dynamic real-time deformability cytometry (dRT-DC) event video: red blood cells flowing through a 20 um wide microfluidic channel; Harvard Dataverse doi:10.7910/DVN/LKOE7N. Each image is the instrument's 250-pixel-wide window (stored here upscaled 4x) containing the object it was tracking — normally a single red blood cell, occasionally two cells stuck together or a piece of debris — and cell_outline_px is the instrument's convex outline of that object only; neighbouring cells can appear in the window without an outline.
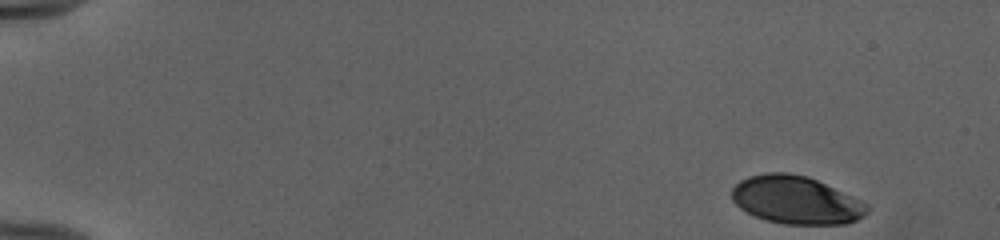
{"species": "human", "species_latin": "Homo sapiens", "temperature_condition": "cold", "stored_images_in_passage": 49, "camera_frame_rate_fps": 3000, "um_per_image_px": 0.085, "donor": {"sex": "female"}, "frame": {"image": 1, "passage_image": 1, "time_ms": 0.0, "image_size_px": [1000, 240], "cell_outline_px": [[868, 212], [864, 216], [848, 224], [784, 224], [764, 220], [740, 208], [732, 200], [732, 188], [740, 180], [748, 176], [768, 172], [788, 172], [808, 176], [860, 200], [868, 204]], "centroid_in_image_um": [67.65, 17.0], "position_along_channel_um": 17.3, "area_um2": 37.8}}
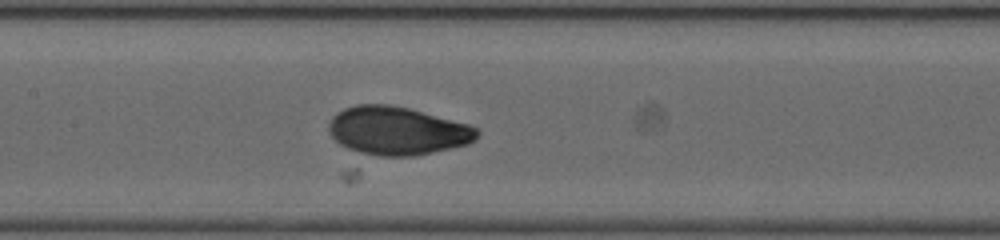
{"frame": {"image": 2, "passage_image": 24, "time_ms": 7.667, "image_size_px": [1000, 240], "cell_outline_px": [[480, 136], [476, 140], [468, 144], [452, 148], [416, 156], [364, 156], [340, 144], [328, 132], [328, 124], [332, 116], [336, 112], [344, 108], [356, 104], [388, 104], [408, 108], [468, 124], [480, 128]], "centroid_in_image_um": [33.77, 11.13], "position_along_channel_um": 173.6, "area_um2": 42.31}}
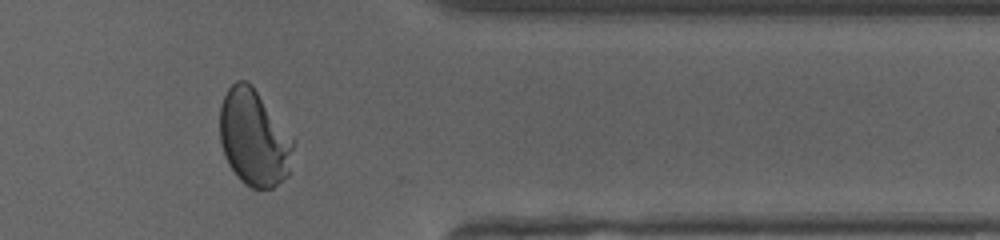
{"frame": {"image": 3, "passage_image": 41, "time_ms": 13.333, "image_size_px": [1000, 240], "cell_outline_px": [[296, 140], [288, 176], [272, 188], [252, 188], [244, 184], [236, 176], [228, 164], [224, 156], [220, 140], [220, 108], [224, 96], [228, 88], [236, 80], [244, 80], [252, 84]], "centroid_in_image_um": [21.61, 11.72], "position_along_channel_um": 389.8, "area_um2": 41.79}, "authors_computed_cell_mechanics": {"area_um2": 40.749, "velocity_mm_per_s": 3.9834, "shape_relaxation_time_tau1_ms": 2.4332, "shape_relaxation_time_tau2_ms": null, "deformation_change_tau1": 0.1679, "deformation_change_tau2": null}}